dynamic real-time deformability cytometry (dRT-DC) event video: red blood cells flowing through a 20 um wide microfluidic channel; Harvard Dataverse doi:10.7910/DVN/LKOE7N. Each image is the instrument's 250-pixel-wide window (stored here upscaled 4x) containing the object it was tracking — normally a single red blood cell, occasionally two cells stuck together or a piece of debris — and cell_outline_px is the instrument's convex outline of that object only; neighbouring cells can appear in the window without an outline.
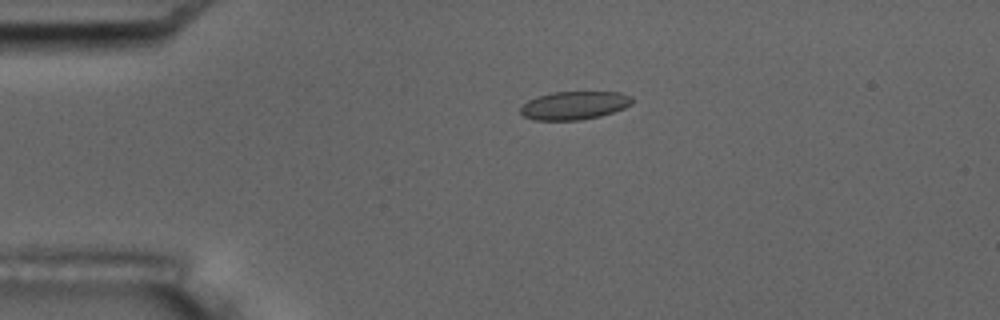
{"species": "common noctule bat (a hibernating species)", "species_latin": "Nyctalus noctula", "temperature_condition": "room temperature", "stored_images_in_passage": 4, "camera_frame_rate_fps": 3000, "um_per_image_px": 0.085, "animal": {"sex": "male", "body_mass_g": 17.5, "forearm_length_mm": 52.3}, "frame": {"image": 1, "passage_image": 3, "time_ms": 3.0, "image_size_px": [1000, 320], "cell_outline_px": [[632, 104], [624, 108], [600, 116], [580, 120], [532, 120], [524, 116], [520, 112], [520, 108], [528, 100], [536, 96], [552, 92], [620, 92], [632, 96]], "centroid_in_image_um": [48.8, 8.96], "position_along_channel_um": 36.2, "area_um2": 18.44}}